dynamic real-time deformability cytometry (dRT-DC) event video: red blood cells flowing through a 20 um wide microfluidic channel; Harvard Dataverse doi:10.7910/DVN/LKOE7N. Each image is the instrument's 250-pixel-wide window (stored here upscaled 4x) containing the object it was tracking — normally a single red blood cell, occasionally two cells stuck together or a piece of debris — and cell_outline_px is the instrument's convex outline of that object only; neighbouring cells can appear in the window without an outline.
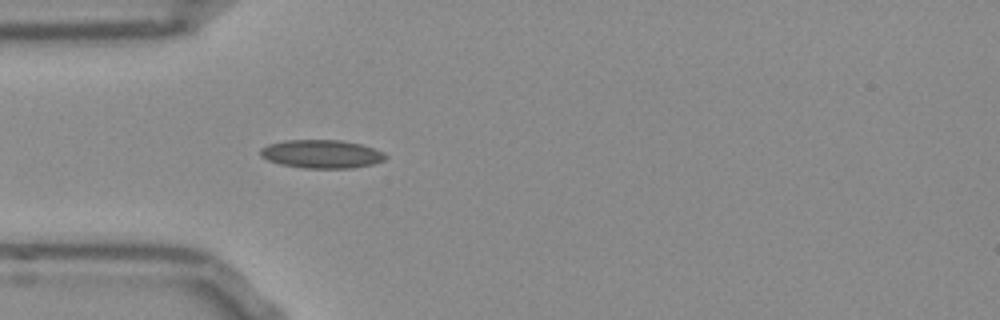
{"species": "Egyptian fruit bat (a non-hibernating species)", "species_latin": "Rousettus aegyptiacus", "temperature_condition": "room temperature", "stored_images_in_passage": 38, "camera_frame_rate_fps": 3000, "um_per_image_px": 0.085, "frame": {"image": 1, "passage_image": 1, "time_ms": 0.0, "image_size_px": [1000, 320], "cell_outline_px": [[388, 156], [384, 160], [372, 164], [352, 168], [304, 168], [280, 164], [268, 160], [260, 156], [260, 148], [268, 144], [288, 140], [340, 140], [360, 144], [384, 152]], "centroid_in_image_um": [27.32, 13.09], "position_along_channel_um": 57.7, "area_um2": 20.63}}
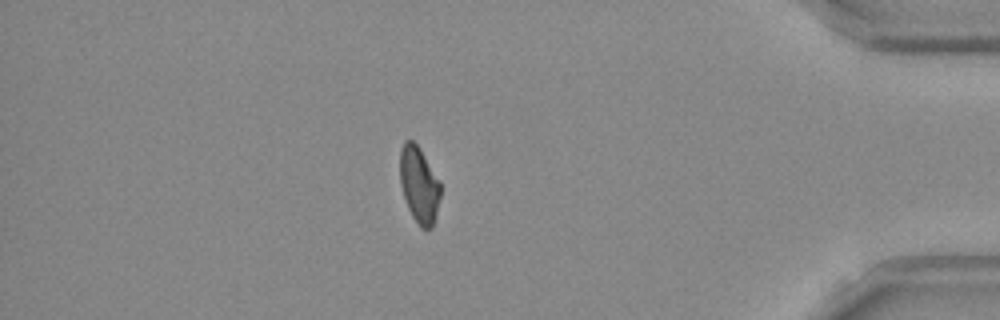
{"frame": {"image": 2, "passage_image": 31, "time_ms": 10.0, "image_size_px": [1000, 320], "cell_outline_px": [[440, 196], [432, 228], [420, 228], [412, 216], [408, 208], [400, 184], [400, 148], [404, 140], [412, 140], [420, 148], [440, 180]], "centroid_in_image_um": [35.61, 15.68], "position_along_channel_um": 399.6, "area_um2": 18.03}}
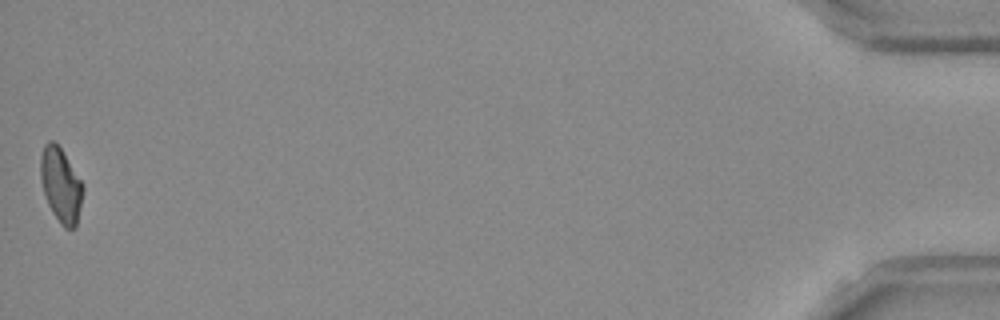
{"frame": {"image": 3, "passage_image": 38, "time_ms": 12.333, "image_size_px": [1000, 320], "cell_outline_px": [[84, 188], [76, 228], [64, 228], [60, 224], [52, 212], [48, 204], [44, 192], [40, 176], [40, 156], [44, 144], [48, 140], [52, 140], [60, 148], [84, 184]], "centroid_in_image_um": [5.17, 15.74], "position_along_channel_um": 430.0, "area_um2": 18.38}, "authors_computed_cell_mechanics": {"area_um2": 18.6694, "velocity_mm_per_s": 3.8665, "shape_relaxation_time_tau1_ms": 5.6663, "shape_relaxation_time_tau2_ms": 3.1224, "deformation_change_tau1": 0.1406, "deformation_change_tau2": 0.0947}}